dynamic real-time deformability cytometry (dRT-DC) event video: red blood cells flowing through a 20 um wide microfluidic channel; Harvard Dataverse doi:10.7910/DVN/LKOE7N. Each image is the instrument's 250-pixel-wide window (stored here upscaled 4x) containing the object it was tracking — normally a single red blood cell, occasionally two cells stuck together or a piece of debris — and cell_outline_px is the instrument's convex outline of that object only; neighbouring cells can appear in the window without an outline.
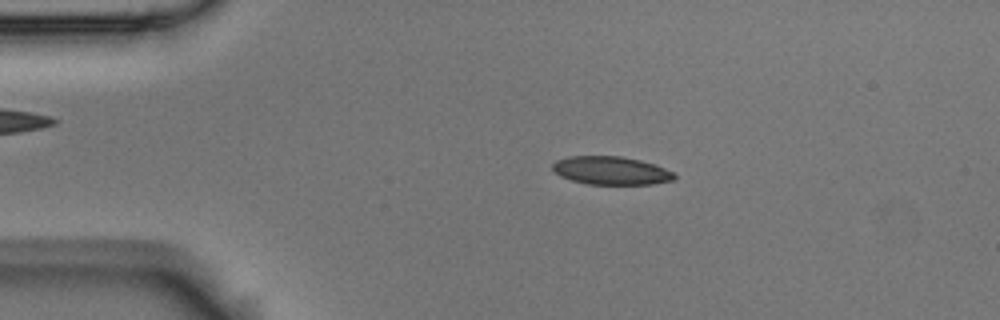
{"species": "Egyptian fruit bat (a non-hibernating species)", "species_latin": "Rousettus aegyptiacus", "temperature_condition": "room temperature", "stored_images_in_passage": 3, "camera_frame_rate_fps": 3000, "um_per_image_px": 0.085, "animal": {"sex": "male"}, "frame": {"image": 1, "passage_image": 2, "time_ms": 0.333, "image_size_px": [1000, 320], "cell_outline_px": [[676, 176], [672, 180], [652, 184], [588, 184], [572, 180], [560, 176], [552, 168], [552, 164], [556, 160], [568, 156], [620, 156], [640, 160], [656, 164], [676, 172]], "centroid_in_image_um": [51.97, 14.49], "position_along_channel_um": 33.0, "area_um2": 20.11}}